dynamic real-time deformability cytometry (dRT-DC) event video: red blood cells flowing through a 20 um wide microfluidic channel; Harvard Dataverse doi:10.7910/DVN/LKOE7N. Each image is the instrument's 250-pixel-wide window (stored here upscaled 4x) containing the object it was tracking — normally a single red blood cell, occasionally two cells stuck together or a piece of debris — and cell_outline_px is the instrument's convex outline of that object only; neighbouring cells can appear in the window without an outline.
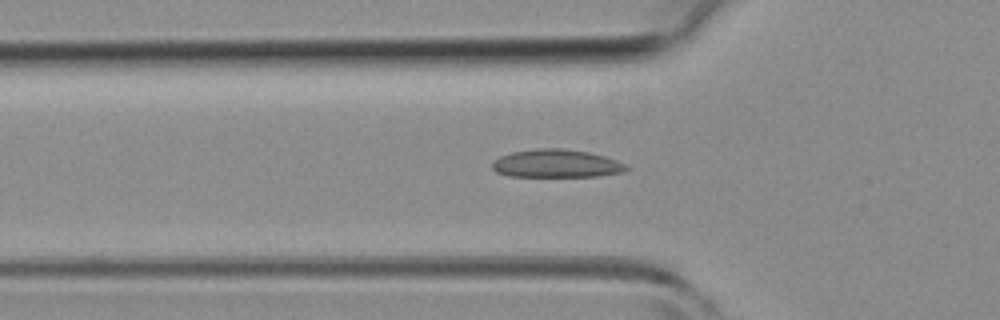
{"species": "common noctule bat (a hibernating species)", "species_latin": "Nyctalus noctula", "temperature_condition": "room temperature", "stored_images_in_passage": 23, "camera_frame_rate_fps": 3000, "um_per_image_px": 0.085, "animal": {"sex": "female", "body_mass_g": 19.3, "forearm_length_mm": 54.1}, "frame": {"image": 1, "passage_image": 13, "time_ms": 4.0, "image_size_px": [1000, 320], "cell_outline_px": [[628, 168], [624, 172], [600, 176], [508, 176], [496, 172], [492, 168], [492, 164], [500, 156], [512, 152], [536, 148], [560, 148], [588, 152], [604, 156], [628, 164]], "centroid_in_image_um": [47.31, 13.9], "position_along_channel_um": 78.5, "area_um2": 21.91}}
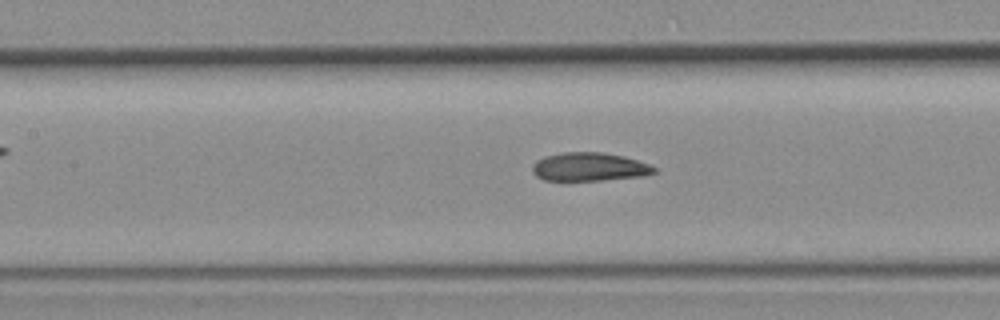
{"frame": {"image": 2, "passage_image": 18, "time_ms": 5.667, "image_size_px": [1000, 320], "cell_outline_px": [[660, 172], [644, 176], [600, 180], [544, 180], [536, 176], [532, 172], [532, 164], [536, 160], [548, 156], [564, 152], [600, 152], [624, 156], [660, 168]], "centroid_in_image_um": [50.14, 14.19], "position_along_channel_um": 157.3, "area_um2": 20.29}}
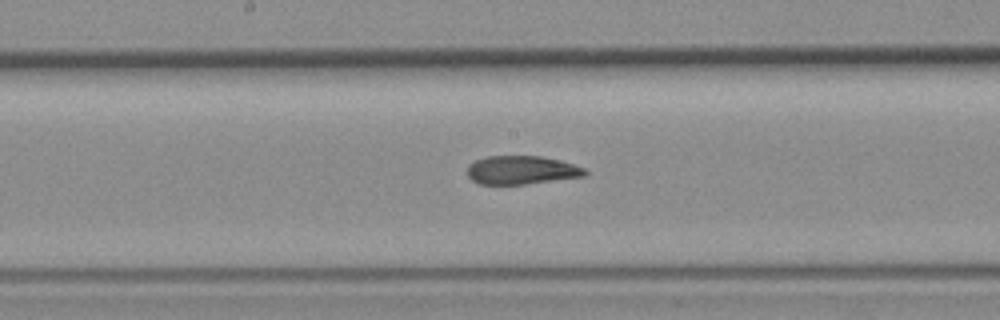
{"frame": {"image": 3, "passage_image": 21, "time_ms": 6.667, "image_size_px": [1000, 320], "cell_outline_px": [[588, 172], [584, 176], [524, 184], [480, 184], [472, 180], [468, 176], [468, 164], [476, 160], [488, 156], [540, 156], [560, 160], [584, 168]], "centroid_in_image_um": [44.31, 14.45], "position_along_channel_um": 203.9, "area_um2": 19.36}}